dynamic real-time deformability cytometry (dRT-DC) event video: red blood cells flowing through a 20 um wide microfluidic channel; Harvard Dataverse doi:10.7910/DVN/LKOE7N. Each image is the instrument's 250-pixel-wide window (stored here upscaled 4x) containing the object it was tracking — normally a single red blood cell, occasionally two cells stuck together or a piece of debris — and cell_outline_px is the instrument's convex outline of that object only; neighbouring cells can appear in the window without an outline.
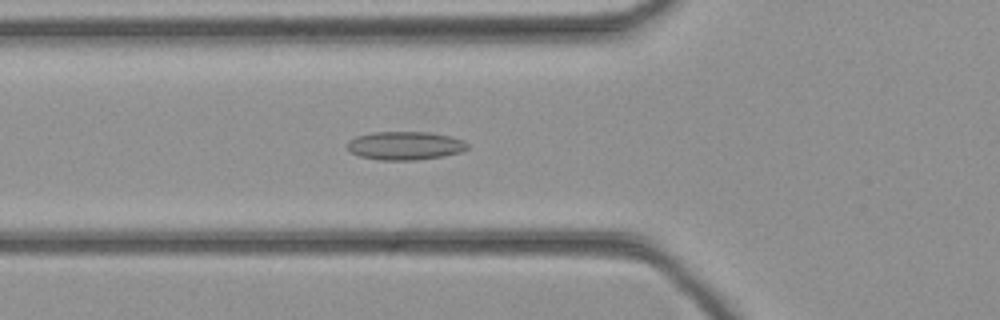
{"species": "common noctule bat (a hibernating species)", "species_latin": "Nyctalus noctula", "temperature_condition": "cold", "stored_images_in_passage": 37, "camera_frame_rate_fps": 3000, "um_per_image_px": 0.085, "animal": {"sex": "female", "body_mass_g": 21.9}, "frame": {"image": 1, "passage_image": 8, "time_ms": 2.333, "image_size_px": [1000, 320], "cell_outline_px": [[468, 148], [460, 152], [444, 156], [416, 160], [380, 160], [360, 156], [352, 152], [348, 148], [348, 140], [356, 136], [372, 132], [428, 132], [448, 136], [464, 140], [468, 144]], "centroid_in_image_um": [34.43, 12.38], "position_along_channel_um": 91.4, "area_um2": 19.83}}
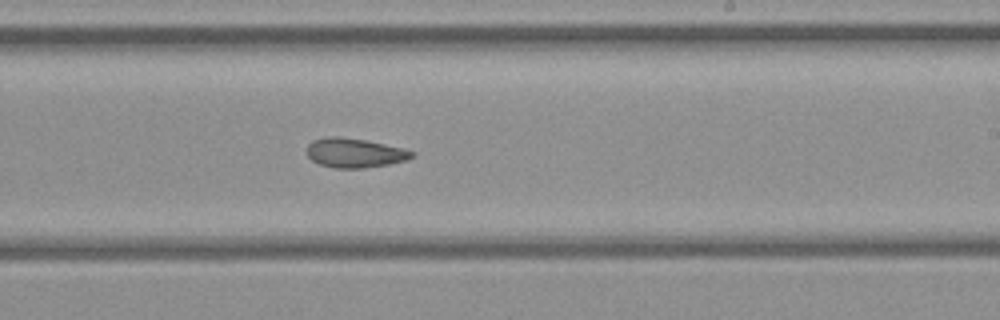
{"frame": {"image": 2, "passage_image": 19, "time_ms": 6.0, "image_size_px": [1000, 320], "cell_outline_px": [[416, 156], [408, 160], [388, 164], [364, 168], [336, 168], [320, 164], [312, 160], [304, 152], [308, 144], [312, 140], [328, 136], [340, 136], [364, 140], [404, 148], [416, 152]], "centroid_in_image_um": [30.15, 12.99], "position_along_channel_um": 258.9, "area_um2": 18.21}}
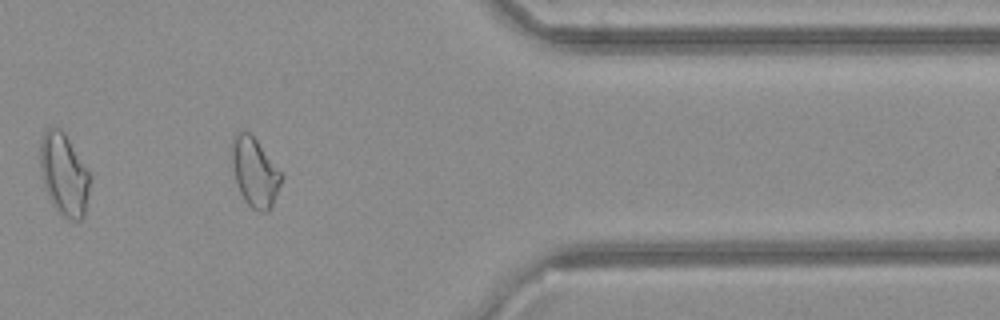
{"frame": {"image": 3, "passage_image": 29, "time_ms": 9.333, "image_size_px": [1000, 320], "cell_outline_px": [[284, 176], [272, 204], [268, 212], [260, 212], [252, 208], [244, 200], [236, 184], [232, 168], [232, 136], [240, 128], [244, 128], [256, 140], [284, 172]], "centroid_in_image_um": [21.66, 14.6], "position_along_channel_um": 389.7, "area_um2": 20.35}}